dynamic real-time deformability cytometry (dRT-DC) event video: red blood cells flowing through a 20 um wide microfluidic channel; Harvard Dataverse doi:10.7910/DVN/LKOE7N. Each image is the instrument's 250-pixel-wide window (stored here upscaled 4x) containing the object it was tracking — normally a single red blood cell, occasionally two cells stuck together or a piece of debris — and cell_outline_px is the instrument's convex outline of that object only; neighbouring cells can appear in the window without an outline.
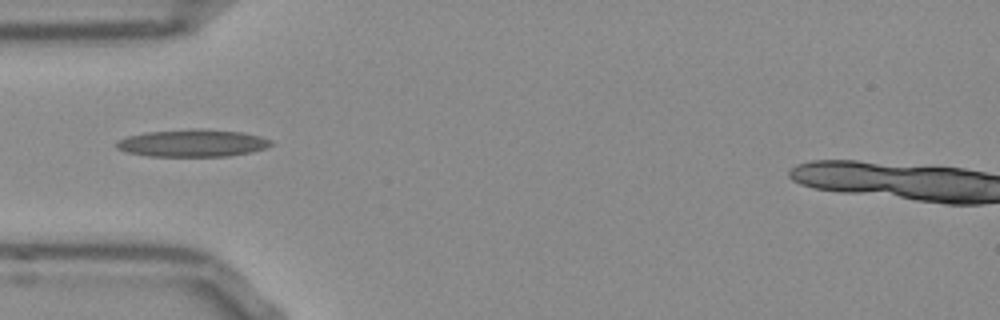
{"species": "Egyptian fruit bat (a non-hibernating species)", "species_latin": "Rousettus aegyptiacus", "temperature_condition": "room temperature", "stored_images_in_passage": 26, "camera_frame_rate_fps": 3000, "um_per_image_px": 0.085, "frame": {"image": 1, "passage_image": 5, "time_ms": 1.333, "image_size_px": [1000, 320], "cell_outline_px": [[272, 144], [268, 148], [252, 152], [228, 156], [148, 156], [128, 152], [116, 148], [116, 140], [128, 136], [148, 132], [192, 128], [204, 128], [244, 132], [260, 136], [272, 140]], "centroid_in_image_um": [16.41, 12.15], "position_along_channel_um": 68.6, "area_um2": 24.91}}
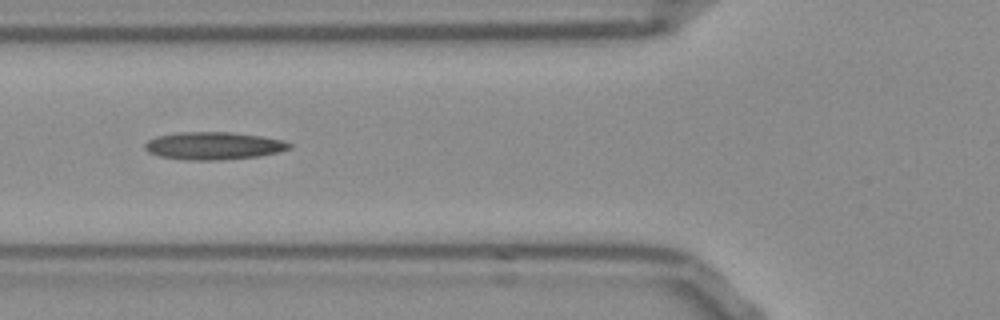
{"frame": {"image": 2, "passage_image": 8, "time_ms": 2.333, "image_size_px": [1000, 320], "cell_outline_px": [[292, 148], [276, 152], [256, 156], [220, 160], [188, 160], [160, 156], [148, 152], [144, 148], [144, 144], [148, 140], [156, 136], [176, 132], [232, 132], [260, 136], [284, 140], [292, 144]], "centroid_in_image_um": [18.13, 12.38], "position_along_channel_um": 107.7, "area_um2": 23.24}}